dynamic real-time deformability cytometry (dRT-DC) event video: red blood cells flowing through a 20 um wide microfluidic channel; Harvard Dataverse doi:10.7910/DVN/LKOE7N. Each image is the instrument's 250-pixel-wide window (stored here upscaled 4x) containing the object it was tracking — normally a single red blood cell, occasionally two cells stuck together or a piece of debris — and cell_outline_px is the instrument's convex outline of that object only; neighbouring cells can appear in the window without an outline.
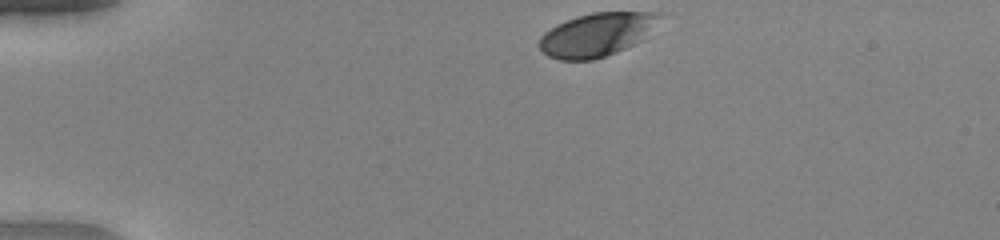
{"species": "human", "species_latin": "Homo sapiens", "temperature_condition": "warm", "stored_images_in_passage": 35, "camera_frame_rate_fps": 3000, "um_per_image_px": 0.085, "donor": {"sex": "female"}, "frame": {"image": 1, "passage_image": 1, "time_ms": 0.0, "image_size_px": [1000, 240], "cell_outline_px": [[668, 12], [636, 44], [616, 52], [592, 60], [560, 60], [548, 56], [536, 44], [540, 36], [544, 32], [556, 24], [576, 16], [592, 12]], "centroid_in_image_um": [50.71, 2.93], "position_along_channel_um": 34.3, "area_um2": 30.69}}
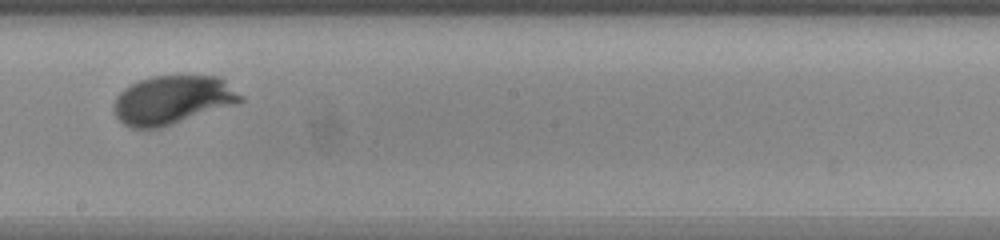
{"frame": {"image": 2, "passage_image": 21, "time_ms": 6.667, "image_size_px": [1000, 240], "cell_outline_px": [[244, 100], [236, 104], [160, 128], [132, 128], [124, 124], [112, 112], [112, 104], [116, 96], [124, 88], [140, 80], [152, 76], [220, 76], [244, 96]], "centroid_in_image_um": [14.65, 8.49], "position_along_channel_um": 233.5, "area_um2": 36.07}}
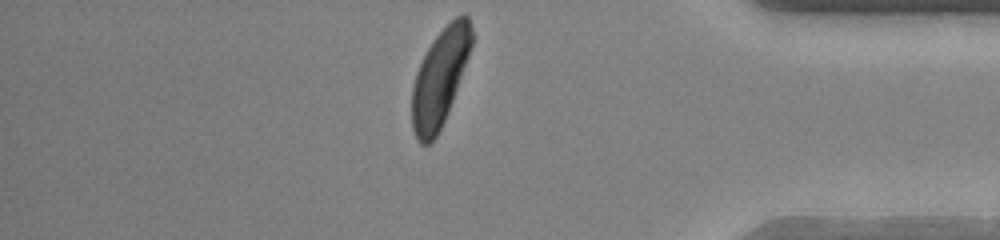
{"frame": {"image": 3, "passage_image": 35, "time_ms": 11.333, "image_size_px": [1000, 240], "cell_outline_px": [[472, 44], [468, 56], [452, 100], [444, 120], [432, 144], [420, 144], [416, 140], [412, 128], [412, 88], [416, 72], [428, 48], [436, 36], [456, 16], [464, 12], [468, 16], [472, 28]], "centroid_in_image_um": [37.37, 6.63], "position_along_channel_um": 397.8, "area_um2": 33.18}, "authors_computed_cell_mechanics": {"area_um2": 35.4314, "velocity_mm_per_s": 4.0002, "shape_relaxation_time_tau1_ms": 1.7181, "shape_relaxation_time_tau2_ms": null, "deformation_change_tau1": 0.1365, "deformation_change_tau2": null}}